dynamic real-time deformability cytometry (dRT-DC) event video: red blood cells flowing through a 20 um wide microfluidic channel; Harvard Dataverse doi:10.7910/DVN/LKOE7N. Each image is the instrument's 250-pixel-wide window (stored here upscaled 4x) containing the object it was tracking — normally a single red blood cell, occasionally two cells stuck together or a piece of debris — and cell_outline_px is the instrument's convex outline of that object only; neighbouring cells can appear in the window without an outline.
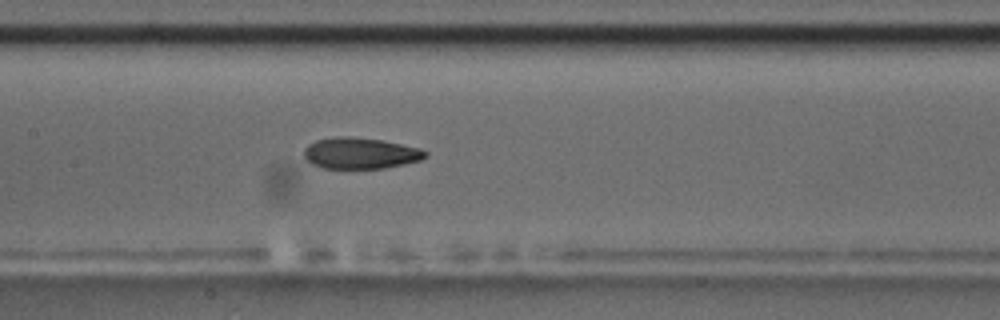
{"species": "common noctule bat (a hibernating species)", "species_latin": "Nyctalus noctula", "temperature_condition": "room temperature", "stored_images_in_passage": 7, "camera_frame_rate_fps": 3000, "um_per_image_px": 0.085, "animal": {"sex": "male", "body_mass_g": 17.5, "forearm_length_mm": 52.3}, "frame": {"image": 1, "passage_image": 7, "time_ms": 6.667, "image_size_px": [1000, 320], "cell_outline_px": [[428, 156], [420, 160], [404, 164], [384, 168], [324, 168], [312, 164], [304, 156], [304, 148], [308, 144], [316, 140], [336, 136], [352, 136], [380, 140], [420, 148], [428, 152]], "centroid_in_image_um": [30.62, 13.01], "position_along_channel_um": 176.8, "area_um2": 22.02}}